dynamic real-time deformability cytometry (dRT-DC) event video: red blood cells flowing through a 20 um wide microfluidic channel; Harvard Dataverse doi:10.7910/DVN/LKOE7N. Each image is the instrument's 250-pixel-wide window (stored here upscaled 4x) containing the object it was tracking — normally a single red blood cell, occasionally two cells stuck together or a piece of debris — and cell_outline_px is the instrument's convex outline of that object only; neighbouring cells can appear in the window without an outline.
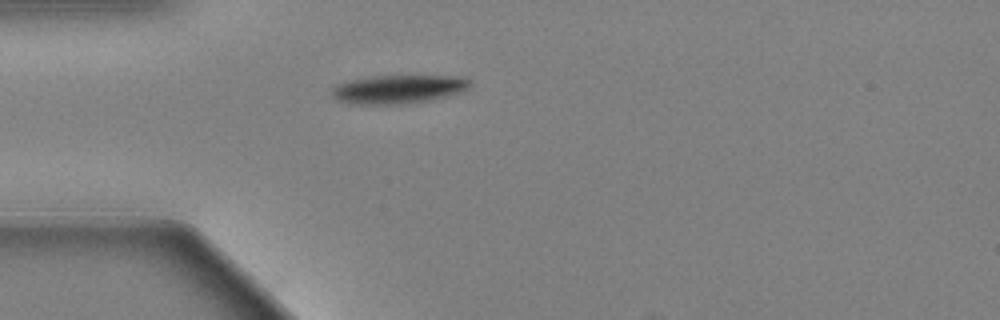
{"species": "Egyptian fruit bat (a non-hibernating species)", "species_latin": "Rousettus aegyptiacus", "temperature_condition": "warm", "stored_images_in_passage": 44, "camera_frame_rate_fps": 3000, "um_per_image_px": 0.085, "animal": {"sex": "female"}, "frame": {"image": 1, "passage_image": 1, "time_ms": 0.0, "image_size_px": [1000, 320], "cell_outline_px": [[472, 84], [468, 88], [460, 92], [432, 100], [396, 104], [352, 104], [340, 100], [332, 96], [332, 88], [336, 84], [348, 80], [372, 76], [460, 76], [468, 80]], "centroid_in_image_um": [33.84, 7.57], "position_along_channel_um": 51.2, "area_um2": 22.89}}
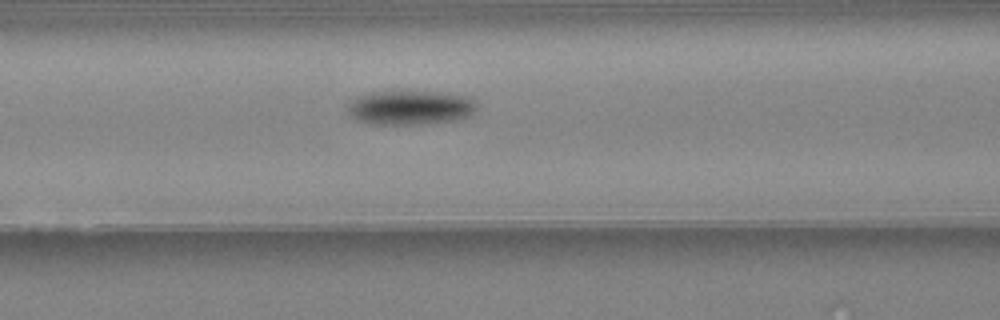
{"frame": {"image": 2, "passage_image": 9, "time_ms": 2.667, "image_size_px": [1000, 320], "cell_outline_px": [[476, 108], [468, 116], [452, 120], [408, 124], [376, 124], [360, 120], [352, 116], [348, 112], [348, 108], [360, 96], [372, 92], [436, 92], [464, 96], [472, 100], [476, 104]], "centroid_in_image_um": [34.89, 9.14], "position_along_channel_um": 131.7, "area_um2": 24.62}}
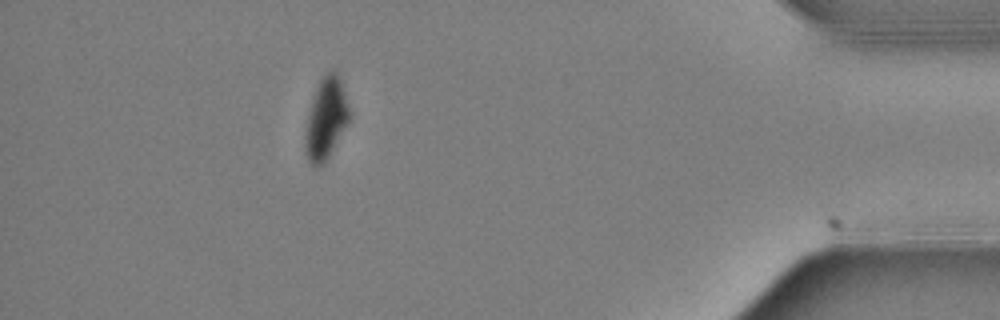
{"frame": {"image": 3, "passage_image": 38, "time_ms": 12.333, "image_size_px": [1000, 320], "cell_outline_px": [[348, 120], [328, 156], [320, 168], [316, 168], [308, 160], [304, 144], [304, 132], [308, 112], [316, 88], [320, 80], [332, 68], [336, 72], [340, 80], [344, 92], [348, 108]], "centroid_in_image_um": [27.65, 10.1], "position_along_channel_um": 407.6, "area_um2": 20.29}, "authors_computed_cell_mechanics": {"area_um2": 24.3049, "velocity_mm_per_s": 3.3934, "shape_relaxation_time_tau1_ms": 2.6908, "shape_relaxation_time_tau2_ms": null, "deformation_change_tau1": 0.1412, "deformation_change_tau2": null}}